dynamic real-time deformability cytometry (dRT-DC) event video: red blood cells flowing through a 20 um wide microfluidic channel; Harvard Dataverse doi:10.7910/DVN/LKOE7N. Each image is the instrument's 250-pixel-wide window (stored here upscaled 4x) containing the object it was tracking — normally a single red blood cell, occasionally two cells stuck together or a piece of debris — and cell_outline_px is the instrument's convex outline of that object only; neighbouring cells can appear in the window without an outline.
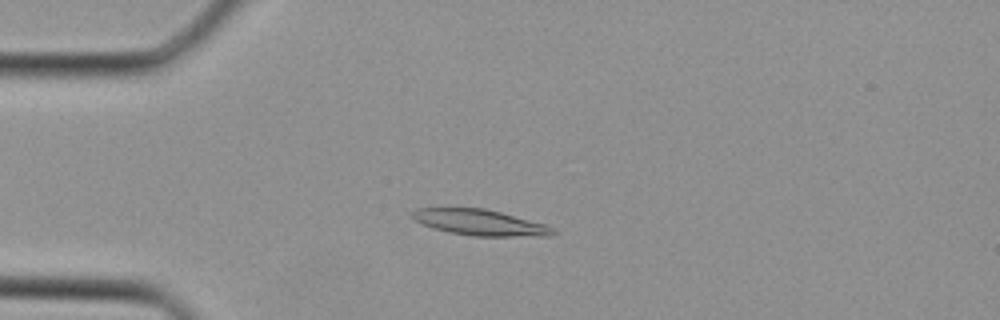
{"species": "Egyptian fruit bat (a non-hibernating species)", "species_latin": "Rousettus aegyptiacus", "temperature_condition": "cold", "stored_images_in_passage": 38, "camera_frame_rate_fps": 3000, "um_per_image_px": 0.085, "animal": {"sex": "female"}, "frame": {"image": 1, "passage_image": 9, "time_ms": 2.667, "image_size_px": [1000, 320], "cell_outline_px": [[556, 232], [552, 236], [476, 236], [448, 232], [432, 228], [420, 224], [412, 216], [412, 212], [416, 208], [444, 204], [484, 208], [548, 224]], "centroid_in_image_um": [40.7, 18.85], "position_along_channel_um": 44.3, "area_um2": 22.25}}
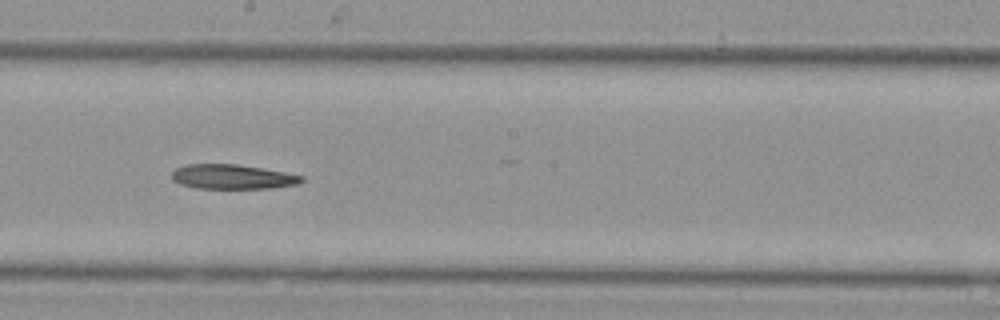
{"frame": {"image": 2, "passage_image": 21, "time_ms": 6.667, "image_size_px": [1000, 320], "cell_outline_px": [[304, 180], [300, 184], [272, 188], [196, 188], [180, 184], [172, 180], [172, 172], [176, 168], [184, 164], [236, 164], [284, 172], [304, 176]], "centroid_in_image_um": [19.75, 15.03], "position_along_channel_um": 228.4, "area_um2": 18.61}}
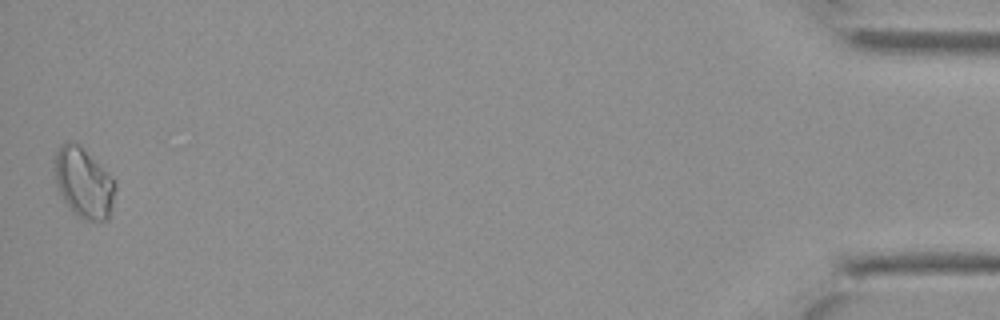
{"frame": {"image": 3, "passage_image": 38, "time_ms": 12.333, "image_size_px": [1000, 320], "cell_outline_px": [[116, 188], [108, 220], [84, 220], [76, 216], [64, 200], [56, 184], [56, 152], [60, 144], [64, 140], [68, 140], [76, 144], [116, 180]], "centroid_in_image_um": [7.13, 15.57], "position_along_channel_um": 428.1, "area_um2": 24.22}}